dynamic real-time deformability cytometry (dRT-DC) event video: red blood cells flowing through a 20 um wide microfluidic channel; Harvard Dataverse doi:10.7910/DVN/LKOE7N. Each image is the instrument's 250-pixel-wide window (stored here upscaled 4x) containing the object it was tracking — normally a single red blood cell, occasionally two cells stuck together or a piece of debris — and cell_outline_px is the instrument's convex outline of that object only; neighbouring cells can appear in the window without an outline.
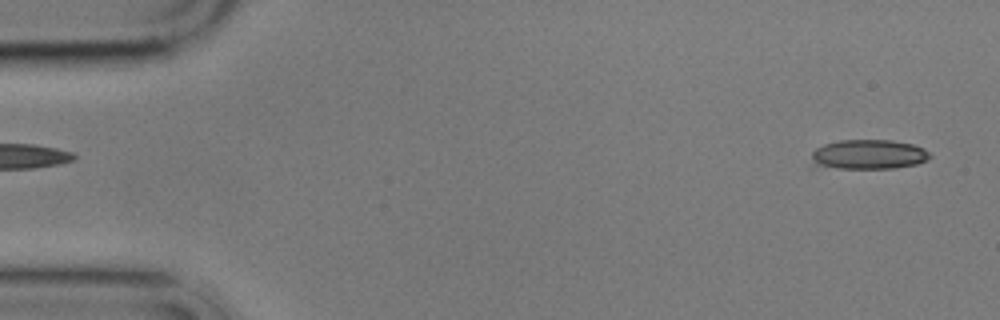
{"species": "common noctule bat (a hibernating species)", "species_latin": "Nyctalus noctula", "temperature_condition": "cold", "stored_images_in_passage": 5, "segment_of_instrument_passage": [2, 2], "camera_frame_rate_fps": 3000, "um_per_image_px": 0.085, "animal": {"sex": "male", "body_mass_g": 17.9}, "frame": {"image": 1, "passage_image": 5, "time_ms": 5.667, "image_size_px": [1000, 320], "cell_outline_px": [[932, 156], [928, 160], [916, 164], [896, 168], [808, 168], [812, 152], [816, 148], [824, 144], [840, 140], [892, 140], [912, 144], [924, 148]], "centroid_in_image_um": [73.73, 13.15], "position_along_channel_um": 11.3, "area_um2": 21.04}}